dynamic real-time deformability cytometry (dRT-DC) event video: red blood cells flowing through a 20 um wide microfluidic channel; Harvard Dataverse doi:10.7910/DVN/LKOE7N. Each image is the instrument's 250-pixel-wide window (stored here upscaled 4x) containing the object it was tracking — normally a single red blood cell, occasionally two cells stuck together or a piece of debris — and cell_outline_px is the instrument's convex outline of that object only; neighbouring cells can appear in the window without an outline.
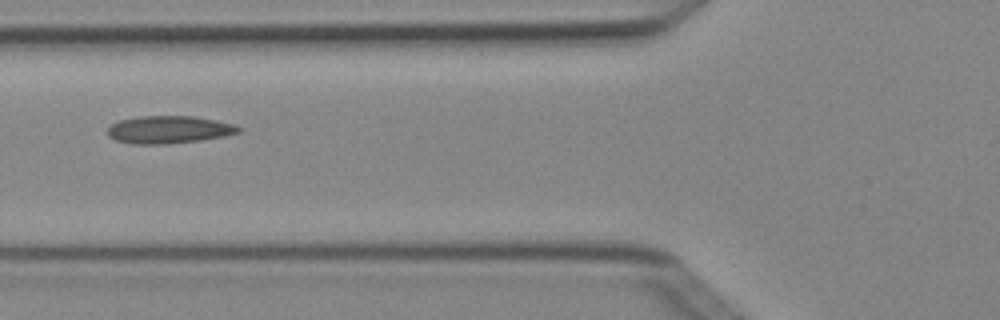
{"species": "Egyptian fruit bat (a non-hibernating species)", "species_latin": "Rousettus aegyptiacus", "temperature_condition": "cold", "stored_images_in_passage": 3, "camera_frame_rate_fps": 3000, "um_per_image_px": 0.085, "animal": {"sex": "female"}, "frame": {"image": 1, "passage_image": 2, "time_ms": 0.333, "image_size_px": [1000, 320], "cell_outline_px": [[244, 128], [240, 132], [224, 136], [200, 140], [164, 144], [132, 144], [116, 140], [108, 136], [108, 128], [112, 124], [120, 120], [140, 116], [192, 116], [216, 120], [236, 124]], "centroid_in_image_um": [14.39, 11.01], "position_along_channel_um": 111.4, "area_um2": 21.1}}
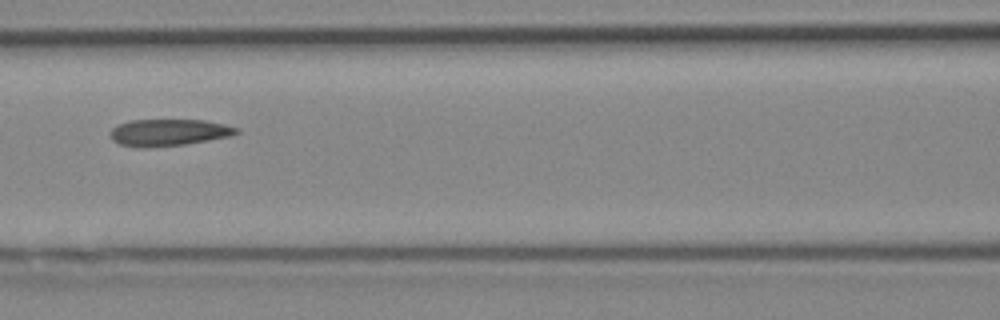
{"frame": {"image": 2, "passage_image": 3, "time_ms": 0.667, "image_size_px": [1000, 320], "cell_outline_px": [[240, 132], [232, 136], [184, 144], [148, 148], [140, 148], [120, 144], [112, 140], [112, 128], [120, 124], [132, 120], [204, 120], [224, 124], [240, 128]], "centroid_in_image_um": [14.39, 11.26], "position_along_channel_um": 152.2, "area_um2": 19.65}}